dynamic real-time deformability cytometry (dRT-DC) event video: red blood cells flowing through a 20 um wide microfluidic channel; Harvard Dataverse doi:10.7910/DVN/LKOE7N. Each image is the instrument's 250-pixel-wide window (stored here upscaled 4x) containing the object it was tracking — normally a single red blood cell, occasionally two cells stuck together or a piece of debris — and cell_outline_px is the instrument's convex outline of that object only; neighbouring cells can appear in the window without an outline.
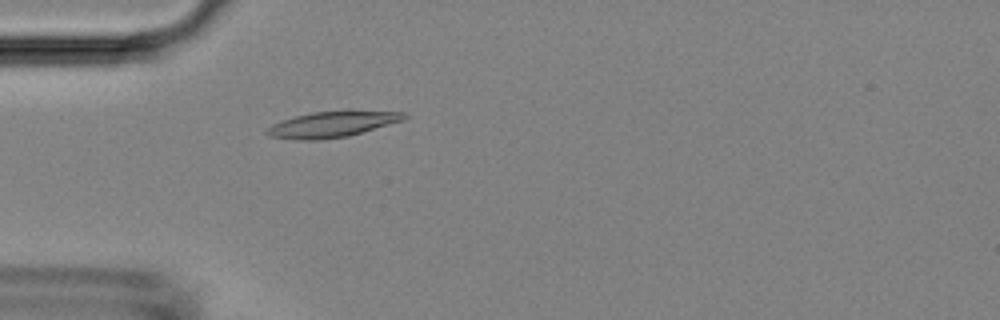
{"species": "Egyptian fruit bat (a non-hibernating species)", "species_latin": "Rousettus aegyptiacus", "temperature_condition": "room temperature", "stored_images_in_passage": 1, "camera_frame_rate_fps": 3000, "um_per_image_px": 0.085, "animal": {"sex": "female"}, "frame": {"image": 1, "passage_image": 1, "time_ms": 0.0, "image_size_px": [1000, 320], "cell_outline_px": [[408, 116], [404, 120], [348, 136], [320, 140], [296, 140], [268, 136], [264, 132], [272, 124], [296, 116], [312, 112], [344, 108], [352, 108], [404, 112]], "centroid_in_image_um": [28.3, 10.52], "position_along_channel_um": 56.7, "area_um2": 21.5}}